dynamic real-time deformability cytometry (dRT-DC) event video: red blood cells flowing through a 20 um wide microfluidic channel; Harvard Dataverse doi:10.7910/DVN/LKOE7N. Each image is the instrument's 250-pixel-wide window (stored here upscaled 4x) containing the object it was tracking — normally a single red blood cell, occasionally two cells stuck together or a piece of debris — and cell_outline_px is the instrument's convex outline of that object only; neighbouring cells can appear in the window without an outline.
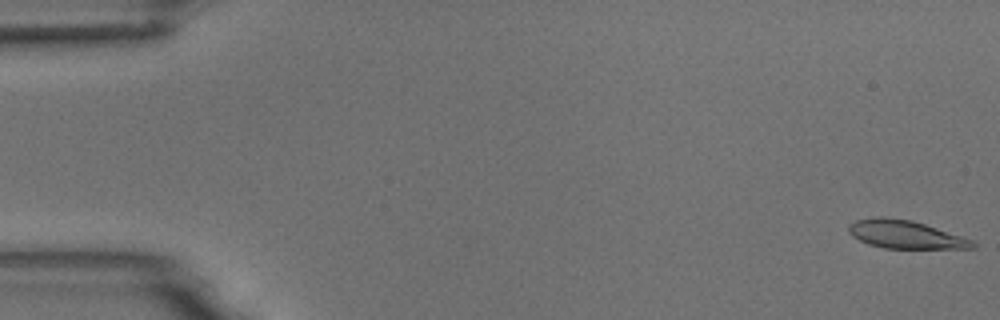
{"species": "common noctule bat (a hibernating species)", "species_latin": "Nyctalus noctula", "temperature_condition": "room temperature", "stored_images_in_passage": 16, "camera_frame_rate_fps": 3000, "um_per_image_px": 0.085, "animal": {"sex": "male", "body_mass_g": 18.8}, "frame": {"image": 1, "passage_image": 1, "time_ms": 0.0, "image_size_px": [1000, 320], "cell_outline_px": [[976, 248], [884, 248], [868, 244], [852, 236], [848, 232], [848, 224], [856, 220], [872, 216], [884, 216], [912, 220], [976, 240]], "centroid_in_image_um": [76.96, 19.91], "position_along_channel_um": 8.0, "area_um2": 20.58}}
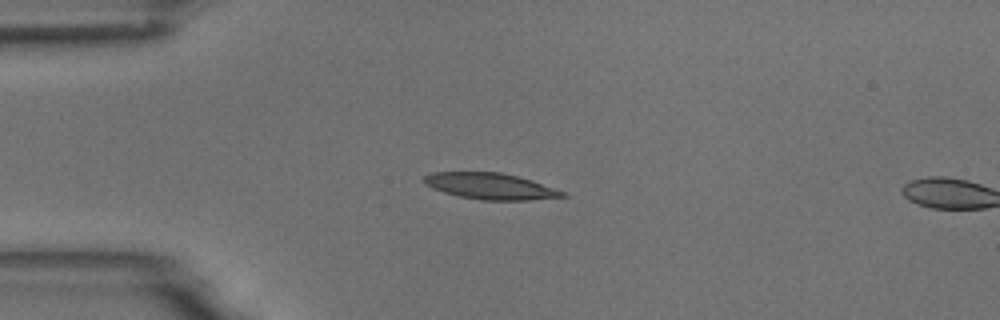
{"frame": {"image": 2, "passage_image": 14, "time_ms": 4.333, "image_size_px": [1000, 320], "cell_outline_px": [[568, 196], [528, 200], [480, 200], [460, 196], [444, 192], [432, 188], [424, 184], [420, 180], [424, 176], [432, 172], [500, 172], [532, 180], [568, 192]], "centroid_in_image_um": [41.69, 15.82], "position_along_channel_um": 43.3, "area_um2": 21.33}}